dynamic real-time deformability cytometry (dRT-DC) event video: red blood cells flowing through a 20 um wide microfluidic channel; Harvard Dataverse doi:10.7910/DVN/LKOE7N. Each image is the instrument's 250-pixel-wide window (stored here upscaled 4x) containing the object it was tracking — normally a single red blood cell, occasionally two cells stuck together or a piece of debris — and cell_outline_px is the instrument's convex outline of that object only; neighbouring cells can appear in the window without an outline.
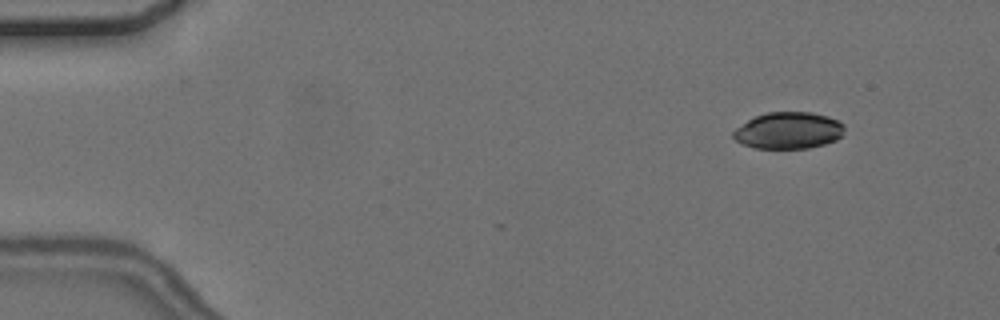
{"species": "common noctule bat (a hibernating species)", "species_latin": "Nyctalus noctula", "temperature_condition": "cold", "stored_images_in_passage": 9, "camera_frame_rate_fps": 3000, "um_per_image_px": 0.085, "animal": {"sex": "female", "body_mass_g": 24.6, "forearm_length_mm": 56.2}, "frame": {"image": 1, "passage_image": 1, "time_ms": 0.0, "image_size_px": [1000, 320], "cell_outline_px": [[844, 136], [836, 140], [824, 144], [808, 148], [756, 148], [744, 144], [736, 140], [732, 136], [732, 132], [736, 128], [748, 120], [756, 116], [768, 112], [812, 112], [828, 116], [844, 124]], "centroid_in_image_um": [67.05, 11.09], "position_along_channel_um": 17.9, "area_um2": 23.76}}